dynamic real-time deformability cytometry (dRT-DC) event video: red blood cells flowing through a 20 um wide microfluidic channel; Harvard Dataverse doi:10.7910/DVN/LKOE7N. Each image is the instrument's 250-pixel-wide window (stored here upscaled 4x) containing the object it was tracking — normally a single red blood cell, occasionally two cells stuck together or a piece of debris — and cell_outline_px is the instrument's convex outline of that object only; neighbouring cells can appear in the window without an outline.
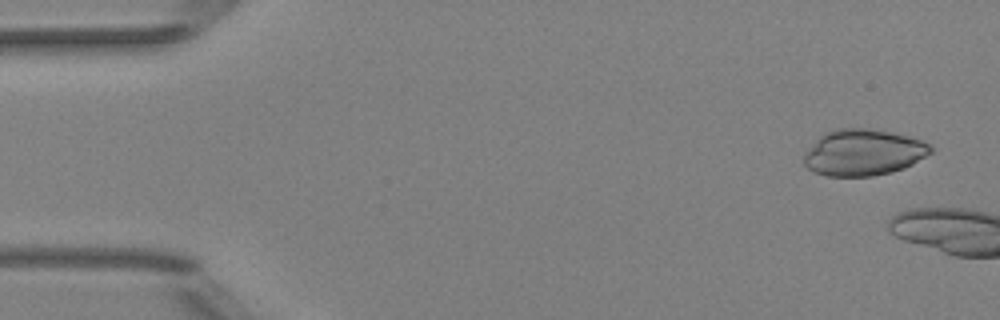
{"species": "Egyptian fruit bat (a non-hibernating species)", "species_latin": "Rousettus aegyptiacus", "temperature_condition": "room temperature", "stored_images_in_passage": 7, "camera_frame_rate_fps": 3000, "um_per_image_px": 0.085, "animal": {"sex": "female"}, "frame": {"image": 1, "passage_image": 3, "time_ms": 0.667, "image_size_px": [1000, 320], "cell_outline_px": [[932, 152], [912, 164], [904, 168], [892, 172], [872, 176], [824, 176], [808, 168], [804, 164], [804, 152], [824, 132], [840, 128], [872, 128], [892, 132], [908, 136], [920, 140], [928, 144], [932, 148]], "centroid_in_image_um": [73.36, 12.96], "position_along_channel_um": 11.6, "area_um2": 34.22}}